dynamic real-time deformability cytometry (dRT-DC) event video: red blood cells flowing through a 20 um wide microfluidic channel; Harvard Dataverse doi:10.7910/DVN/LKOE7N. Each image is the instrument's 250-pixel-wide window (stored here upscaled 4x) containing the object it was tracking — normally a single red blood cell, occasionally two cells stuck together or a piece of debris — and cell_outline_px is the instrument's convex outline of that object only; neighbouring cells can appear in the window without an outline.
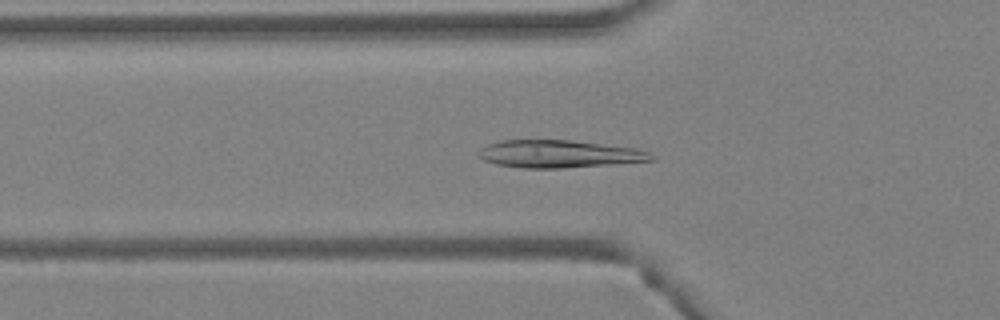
{"species": "Egyptian fruit bat (a non-hibernating species)", "species_latin": "Rousettus aegyptiacus", "temperature_condition": "warm", "stored_images_in_passage": 34, "camera_frame_rate_fps": 3000, "um_per_image_px": 0.085, "animal": {"sex": "female"}, "frame": {"image": 1, "passage_image": 3, "time_ms": 0.667, "image_size_px": [1000, 320], "cell_outline_px": [[656, 160], [560, 168], [524, 168], [496, 164], [484, 160], [476, 152], [480, 148], [488, 144], [500, 140], [568, 140], [636, 148], [652, 152], [656, 156]], "centroid_in_image_um": [47.53, 13.08], "position_along_channel_um": 78.3, "area_um2": 27.69}}
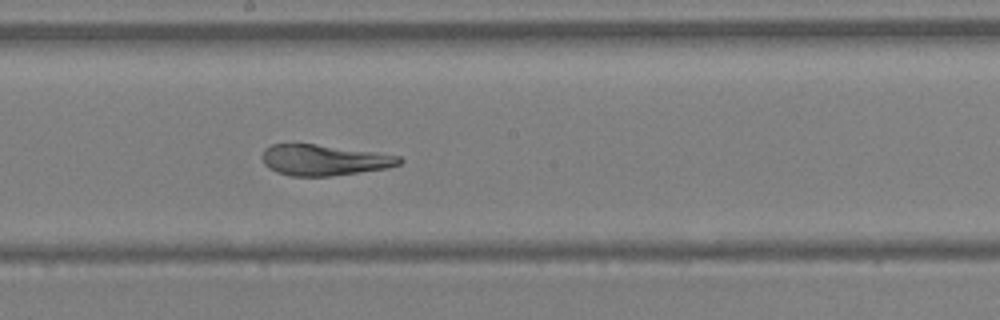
{"frame": {"image": 2, "passage_image": 13, "time_ms": 4.0, "image_size_px": [1000, 320], "cell_outline_px": [[404, 160], [400, 164], [388, 168], [328, 176], [292, 176], [276, 172], [268, 168], [264, 164], [264, 148], [272, 144], [316, 144], [400, 156]], "centroid_in_image_um": [27.54, 13.61], "position_along_channel_um": 220.7, "area_um2": 24.33}}
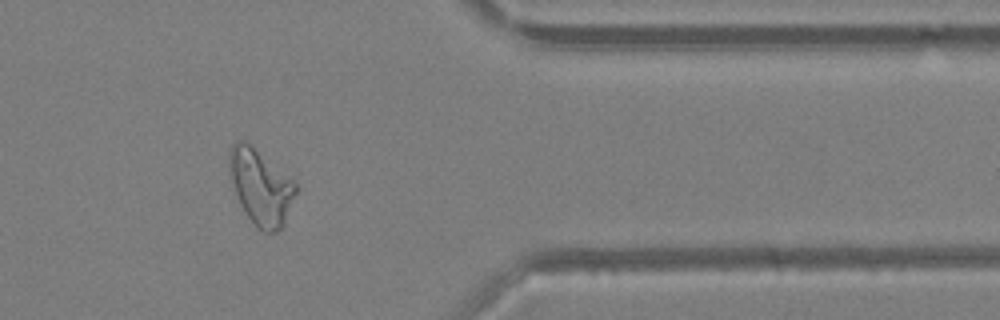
{"frame": {"image": 3, "passage_image": 26, "time_ms": 8.333, "image_size_px": [1000, 320], "cell_outline_px": [[300, 188], [284, 224], [276, 232], [264, 232], [256, 228], [240, 204], [228, 172], [228, 148], [236, 140], [248, 140], [296, 180]], "centroid_in_image_um": [22.19, 15.82], "position_along_channel_um": 389.2, "area_um2": 30.4}, "authors_computed_cell_mechanics": {"area_um2": 26.9059, "velocity_mm_per_s": 4.264, "shape_relaxation_time_tau1_ms": 4.4853, "shape_relaxation_time_tau2_ms": 1.1228, "deformation_change_tau1": 0.2001, "deformation_change_tau2": 0.0654}}